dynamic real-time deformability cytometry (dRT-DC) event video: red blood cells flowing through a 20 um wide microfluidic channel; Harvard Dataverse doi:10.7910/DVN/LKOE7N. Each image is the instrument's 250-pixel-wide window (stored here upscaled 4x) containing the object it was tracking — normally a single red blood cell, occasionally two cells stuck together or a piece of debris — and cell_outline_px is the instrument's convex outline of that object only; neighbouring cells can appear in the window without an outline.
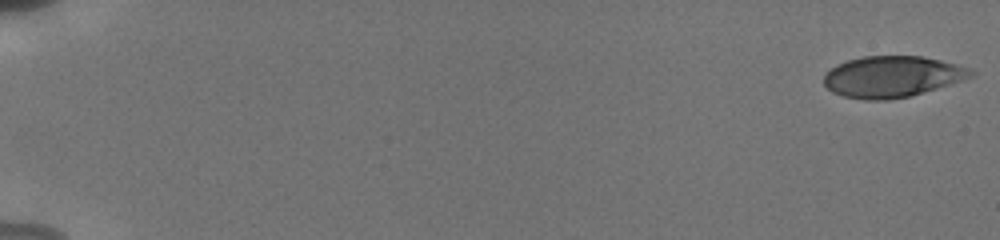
{"species": "human", "species_latin": "Homo sapiens", "temperature_condition": "cold", "stored_images_in_passage": 30, "camera_frame_rate_fps": 3000, "um_per_image_px": 0.085, "donor": {"sex": "male"}, "frame": {"image": 1, "passage_image": 1, "time_ms": 0.0, "image_size_px": [1000, 240], "cell_outline_px": [[976, 72], [972, 76], [936, 88], [908, 96], [888, 100], [864, 100], [844, 96], [832, 92], [824, 84], [824, 72], [836, 64], [848, 60], [864, 56], [920, 56], [940, 60], [972, 68]], "centroid_in_image_um": [75.79, 6.51], "position_along_channel_um": 9.2, "area_um2": 35.14}}
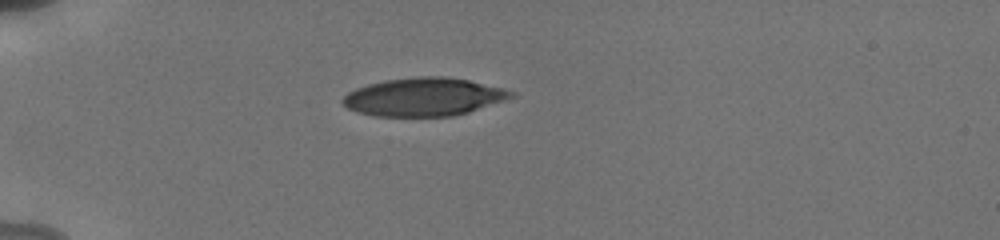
{"frame": {"image": 2, "passage_image": 20, "time_ms": 5.333, "image_size_px": [1000, 240], "cell_outline_px": [[516, 96], [468, 112], [452, 116], [372, 116], [356, 112], [348, 108], [340, 100], [348, 92], [356, 88], [368, 84], [384, 80], [420, 76], [444, 76], [468, 80], [504, 88], [516, 92]], "centroid_in_image_um": [36.01, 8.23], "position_along_channel_um": 49.0, "area_um2": 37.51}}
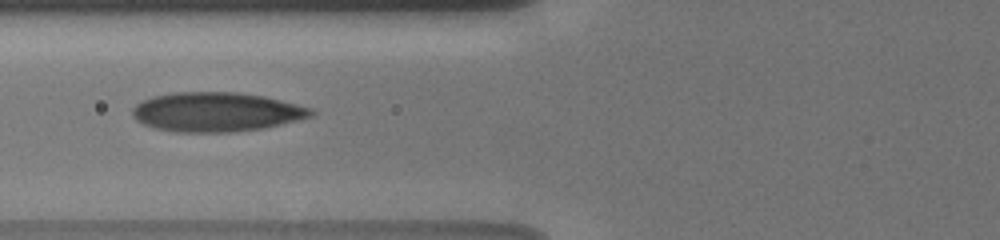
{"frame": {"image": 3, "passage_image": 29, "time_ms": 7.667, "image_size_px": [1000, 240], "cell_outline_px": [[316, 112], [312, 116], [264, 128], [232, 132], [176, 132], [156, 128], [144, 124], [136, 120], [132, 116], [132, 108], [140, 100], [152, 96], [172, 92], [240, 92], [264, 96], [312, 108]], "centroid_in_image_um": [18.35, 9.51], "position_along_channel_um": 107.4, "area_um2": 41.1}}